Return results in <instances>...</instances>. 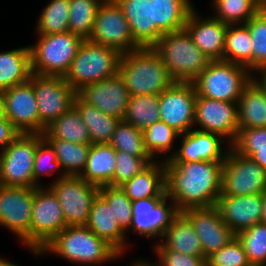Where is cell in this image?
Listing matches in <instances>:
<instances>
[{
  "instance_id": "1",
  "label": "cell",
  "mask_w": 266,
  "mask_h": 266,
  "mask_svg": "<svg viewBox=\"0 0 266 266\" xmlns=\"http://www.w3.org/2000/svg\"><path fill=\"white\" fill-rule=\"evenodd\" d=\"M166 193L178 212L216 205L221 195L223 162L164 161Z\"/></svg>"
},
{
  "instance_id": "2",
  "label": "cell",
  "mask_w": 266,
  "mask_h": 266,
  "mask_svg": "<svg viewBox=\"0 0 266 266\" xmlns=\"http://www.w3.org/2000/svg\"><path fill=\"white\" fill-rule=\"evenodd\" d=\"M118 73L130 96L160 95L175 83L152 47H142L123 54Z\"/></svg>"
},
{
  "instance_id": "3",
  "label": "cell",
  "mask_w": 266,
  "mask_h": 266,
  "mask_svg": "<svg viewBox=\"0 0 266 266\" xmlns=\"http://www.w3.org/2000/svg\"><path fill=\"white\" fill-rule=\"evenodd\" d=\"M41 250L43 254L51 252L78 266L99 265L122 257L87 226H67Z\"/></svg>"
},
{
  "instance_id": "4",
  "label": "cell",
  "mask_w": 266,
  "mask_h": 266,
  "mask_svg": "<svg viewBox=\"0 0 266 266\" xmlns=\"http://www.w3.org/2000/svg\"><path fill=\"white\" fill-rule=\"evenodd\" d=\"M152 48L175 82L192 83L212 61L199 50L185 28L164 33Z\"/></svg>"
},
{
  "instance_id": "5",
  "label": "cell",
  "mask_w": 266,
  "mask_h": 266,
  "mask_svg": "<svg viewBox=\"0 0 266 266\" xmlns=\"http://www.w3.org/2000/svg\"><path fill=\"white\" fill-rule=\"evenodd\" d=\"M121 56L115 49L84 40L64 79L78 92L88 84L117 75Z\"/></svg>"
},
{
  "instance_id": "6",
  "label": "cell",
  "mask_w": 266,
  "mask_h": 266,
  "mask_svg": "<svg viewBox=\"0 0 266 266\" xmlns=\"http://www.w3.org/2000/svg\"><path fill=\"white\" fill-rule=\"evenodd\" d=\"M254 77L245 66L214 60L192 82L199 96L238 102L245 86Z\"/></svg>"
},
{
  "instance_id": "7",
  "label": "cell",
  "mask_w": 266,
  "mask_h": 266,
  "mask_svg": "<svg viewBox=\"0 0 266 266\" xmlns=\"http://www.w3.org/2000/svg\"><path fill=\"white\" fill-rule=\"evenodd\" d=\"M84 40L71 32L38 35L29 45L32 73L41 76H65Z\"/></svg>"
},
{
  "instance_id": "8",
  "label": "cell",
  "mask_w": 266,
  "mask_h": 266,
  "mask_svg": "<svg viewBox=\"0 0 266 266\" xmlns=\"http://www.w3.org/2000/svg\"><path fill=\"white\" fill-rule=\"evenodd\" d=\"M43 134H19L0 152V185L38 187L34 183V153Z\"/></svg>"
},
{
  "instance_id": "9",
  "label": "cell",
  "mask_w": 266,
  "mask_h": 266,
  "mask_svg": "<svg viewBox=\"0 0 266 266\" xmlns=\"http://www.w3.org/2000/svg\"><path fill=\"white\" fill-rule=\"evenodd\" d=\"M36 187H8L0 185V226L21 240L36 257L43 256L40 249L30 248L31 210Z\"/></svg>"
},
{
  "instance_id": "10",
  "label": "cell",
  "mask_w": 266,
  "mask_h": 266,
  "mask_svg": "<svg viewBox=\"0 0 266 266\" xmlns=\"http://www.w3.org/2000/svg\"><path fill=\"white\" fill-rule=\"evenodd\" d=\"M266 190V169L251 157L238 154L229 147L221 173L222 195L263 194Z\"/></svg>"
},
{
  "instance_id": "11",
  "label": "cell",
  "mask_w": 266,
  "mask_h": 266,
  "mask_svg": "<svg viewBox=\"0 0 266 266\" xmlns=\"http://www.w3.org/2000/svg\"><path fill=\"white\" fill-rule=\"evenodd\" d=\"M49 187L58 197L67 226H86L100 187L70 175L54 179Z\"/></svg>"
},
{
  "instance_id": "12",
  "label": "cell",
  "mask_w": 266,
  "mask_h": 266,
  "mask_svg": "<svg viewBox=\"0 0 266 266\" xmlns=\"http://www.w3.org/2000/svg\"><path fill=\"white\" fill-rule=\"evenodd\" d=\"M31 215L30 248L41 250L67 227L58 197L48 185L34 189Z\"/></svg>"
},
{
  "instance_id": "13",
  "label": "cell",
  "mask_w": 266,
  "mask_h": 266,
  "mask_svg": "<svg viewBox=\"0 0 266 266\" xmlns=\"http://www.w3.org/2000/svg\"><path fill=\"white\" fill-rule=\"evenodd\" d=\"M88 41L115 49L122 55L140 48L115 0H104L100 5Z\"/></svg>"
},
{
  "instance_id": "14",
  "label": "cell",
  "mask_w": 266,
  "mask_h": 266,
  "mask_svg": "<svg viewBox=\"0 0 266 266\" xmlns=\"http://www.w3.org/2000/svg\"><path fill=\"white\" fill-rule=\"evenodd\" d=\"M32 84L40 117V134H43L47 126L72 107L77 92L63 76L32 74Z\"/></svg>"
},
{
  "instance_id": "15",
  "label": "cell",
  "mask_w": 266,
  "mask_h": 266,
  "mask_svg": "<svg viewBox=\"0 0 266 266\" xmlns=\"http://www.w3.org/2000/svg\"><path fill=\"white\" fill-rule=\"evenodd\" d=\"M194 129L218 134L231 145L239 131L238 102L213 100L197 94Z\"/></svg>"
},
{
  "instance_id": "16",
  "label": "cell",
  "mask_w": 266,
  "mask_h": 266,
  "mask_svg": "<svg viewBox=\"0 0 266 266\" xmlns=\"http://www.w3.org/2000/svg\"><path fill=\"white\" fill-rule=\"evenodd\" d=\"M197 93L193 83L175 82L159 95L160 120L180 135L194 129Z\"/></svg>"
},
{
  "instance_id": "17",
  "label": "cell",
  "mask_w": 266,
  "mask_h": 266,
  "mask_svg": "<svg viewBox=\"0 0 266 266\" xmlns=\"http://www.w3.org/2000/svg\"><path fill=\"white\" fill-rule=\"evenodd\" d=\"M178 213L168 196L135 200L132 201L130 229L147 239H160Z\"/></svg>"
},
{
  "instance_id": "18",
  "label": "cell",
  "mask_w": 266,
  "mask_h": 266,
  "mask_svg": "<svg viewBox=\"0 0 266 266\" xmlns=\"http://www.w3.org/2000/svg\"><path fill=\"white\" fill-rule=\"evenodd\" d=\"M5 117L22 134H40V117L32 84L29 80L4 90Z\"/></svg>"
},
{
  "instance_id": "19",
  "label": "cell",
  "mask_w": 266,
  "mask_h": 266,
  "mask_svg": "<svg viewBox=\"0 0 266 266\" xmlns=\"http://www.w3.org/2000/svg\"><path fill=\"white\" fill-rule=\"evenodd\" d=\"M181 213L190 221L198 235L205 258L220 250L236 237V234L221 218L215 205L190 208Z\"/></svg>"
},
{
  "instance_id": "20",
  "label": "cell",
  "mask_w": 266,
  "mask_h": 266,
  "mask_svg": "<svg viewBox=\"0 0 266 266\" xmlns=\"http://www.w3.org/2000/svg\"><path fill=\"white\" fill-rule=\"evenodd\" d=\"M77 94L86 103L95 106L104 114L112 115L120 120H123L125 116L130 97L119 73L111 78L84 86Z\"/></svg>"
},
{
  "instance_id": "21",
  "label": "cell",
  "mask_w": 266,
  "mask_h": 266,
  "mask_svg": "<svg viewBox=\"0 0 266 266\" xmlns=\"http://www.w3.org/2000/svg\"><path fill=\"white\" fill-rule=\"evenodd\" d=\"M179 148L168 160L169 162H196V161H215L224 162L228 145L225 149L224 140L220 135L192 129L179 136Z\"/></svg>"
},
{
  "instance_id": "22",
  "label": "cell",
  "mask_w": 266,
  "mask_h": 266,
  "mask_svg": "<svg viewBox=\"0 0 266 266\" xmlns=\"http://www.w3.org/2000/svg\"><path fill=\"white\" fill-rule=\"evenodd\" d=\"M198 14L195 8L190 12L185 29L199 50L210 60H223L228 25L212 15L203 18Z\"/></svg>"
},
{
  "instance_id": "23",
  "label": "cell",
  "mask_w": 266,
  "mask_h": 266,
  "mask_svg": "<svg viewBox=\"0 0 266 266\" xmlns=\"http://www.w3.org/2000/svg\"><path fill=\"white\" fill-rule=\"evenodd\" d=\"M216 208L221 218L237 235L262 220V194L254 195H220Z\"/></svg>"
},
{
  "instance_id": "24",
  "label": "cell",
  "mask_w": 266,
  "mask_h": 266,
  "mask_svg": "<svg viewBox=\"0 0 266 266\" xmlns=\"http://www.w3.org/2000/svg\"><path fill=\"white\" fill-rule=\"evenodd\" d=\"M127 19L134 42L153 47L163 35L153 21L152 0H115Z\"/></svg>"
},
{
  "instance_id": "25",
  "label": "cell",
  "mask_w": 266,
  "mask_h": 266,
  "mask_svg": "<svg viewBox=\"0 0 266 266\" xmlns=\"http://www.w3.org/2000/svg\"><path fill=\"white\" fill-rule=\"evenodd\" d=\"M94 234L105 240L122 257L127 252L126 234L118 225L117 220L107 201L98 193L93 200L88 223L86 225Z\"/></svg>"
},
{
  "instance_id": "26",
  "label": "cell",
  "mask_w": 266,
  "mask_h": 266,
  "mask_svg": "<svg viewBox=\"0 0 266 266\" xmlns=\"http://www.w3.org/2000/svg\"><path fill=\"white\" fill-rule=\"evenodd\" d=\"M164 240V241H163ZM154 248H166L190 256H204L203 248L190 221L179 212L164 231Z\"/></svg>"
},
{
  "instance_id": "27",
  "label": "cell",
  "mask_w": 266,
  "mask_h": 266,
  "mask_svg": "<svg viewBox=\"0 0 266 266\" xmlns=\"http://www.w3.org/2000/svg\"><path fill=\"white\" fill-rule=\"evenodd\" d=\"M239 129L266 127V89L253 77L238 101Z\"/></svg>"
},
{
  "instance_id": "28",
  "label": "cell",
  "mask_w": 266,
  "mask_h": 266,
  "mask_svg": "<svg viewBox=\"0 0 266 266\" xmlns=\"http://www.w3.org/2000/svg\"><path fill=\"white\" fill-rule=\"evenodd\" d=\"M120 187L131 201L150 197H166L164 161L155 160Z\"/></svg>"
},
{
  "instance_id": "29",
  "label": "cell",
  "mask_w": 266,
  "mask_h": 266,
  "mask_svg": "<svg viewBox=\"0 0 266 266\" xmlns=\"http://www.w3.org/2000/svg\"><path fill=\"white\" fill-rule=\"evenodd\" d=\"M116 169V151L110 144H91L87 164L80 175L96 186H111Z\"/></svg>"
},
{
  "instance_id": "30",
  "label": "cell",
  "mask_w": 266,
  "mask_h": 266,
  "mask_svg": "<svg viewBox=\"0 0 266 266\" xmlns=\"http://www.w3.org/2000/svg\"><path fill=\"white\" fill-rule=\"evenodd\" d=\"M32 74L29 45L0 52L1 90L29 80Z\"/></svg>"
},
{
  "instance_id": "31",
  "label": "cell",
  "mask_w": 266,
  "mask_h": 266,
  "mask_svg": "<svg viewBox=\"0 0 266 266\" xmlns=\"http://www.w3.org/2000/svg\"><path fill=\"white\" fill-rule=\"evenodd\" d=\"M73 105L88 129L91 144H109L120 119L104 114L95 106L86 103L78 94L74 97Z\"/></svg>"
},
{
  "instance_id": "32",
  "label": "cell",
  "mask_w": 266,
  "mask_h": 266,
  "mask_svg": "<svg viewBox=\"0 0 266 266\" xmlns=\"http://www.w3.org/2000/svg\"><path fill=\"white\" fill-rule=\"evenodd\" d=\"M194 8L191 0H152L153 21L162 34L178 31Z\"/></svg>"
},
{
  "instance_id": "33",
  "label": "cell",
  "mask_w": 266,
  "mask_h": 266,
  "mask_svg": "<svg viewBox=\"0 0 266 266\" xmlns=\"http://www.w3.org/2000/svg\"><path fill=\"white\" fill-rule=\"evenodd\" d=\"M43 137L45 139H62L72 143L91 144L88 129L74 105L46 127Z\"/></svg>"
},
{
  "instance_id": "34",
  "label": "cell",
  "mask_w": 266,
  "mask_h": 266,
  "mask_svg": "<svg viewBox=\"0 0 266 266\" xmlns=\"http://www.w3.org/2000/svg\"><path fill=\"white\" fill-rule=\"evenodd\" d=\"M223 60L245 66L252 73V40L245 24L228 25Z\"/></svg>"
},
{
  "instance_id": "35",
  "label": "cell",
  "mask_w": 266,
  "mask_h": 266,
  "mask_svg": "<svg viewBox=\"0 0 266 266\" xmlns=\"http://www.w3.org/2000/svg\"><path fill=\"white\" fill-rule=\"evenodd\" d=\"M142 135L145 149L154 160L159 157V154L161 157L164 156L162 161L169 160L176 152V149H173L175 140L180 141V134L162 120L156 121L142 130Z\"/></svg>"
},
{
  "instance_id": "36",
  "label": "cell",
  "mask_w": 266,
  "mask_h": 266,
  "mask_svg": "<svg viewBox=\"0 0 266 266\" xmlns=\"http://www.w3.org/2000/svg\"><path fill=\"white\" fill-rule=\"evenodd\" d=\"M55 150L65 175L80 176L84 171L91 144L72 143L62 139H46Z\"/></svg>"
},
{
  "instance_id": "37",
  "label": "cell",
  "mask_w": 266,
  "mask_h": 266,
  "mask_svg": "<svg viewBox=\"0 0 266 266\" xmlns=\"http://www.w3.org/2000/svg\"><path fill=\"white\" fill-rule=\"evenodd\" d=\"M159 120V95L129 97L124 122L142 131Z\"/></svg>"
},
{
  "instance_id": "38",
  "label": "cell",
  "mask_w": 266,
  "mask_h": 266,
  "mask_svg": "<svg viewBox=\"0 0 266 266\" xmlns=\"http://www.w3.org/2000/svg\"><path fill=\"white\" fill-rule=\"evenodd\" d=\"M104 0H69L68 31L88 40L98 9Z\"/></svg>"
},
{
  "instance_id": "39",
  "label": "cell",
  "mask_w": 266,
  "mask_h": 266,
  "mask_svg": "<svg viewBox=\"0 0 266 266\" xmlns=\"http://www.w3.org/2000/svg\"><path fill=\"white\" fill-rule=\"evenodd\" d=\"M69 0H50L36 22L37 35L68 32Z\"/></svg>"
},
{
  "instance_id": "40",
  "label": "cell",
  "mask_w": 266,
  "mask_h": 266,
  "mask_svg": "<svg viewBox=\"0 0 266 266\" xmlns=\"http://www.w3.org/2000/svg\"><path fill=\"white\" fill-rule=\"evenodd\" d=\"M215 15L227 25L245 24L258 11L255 0H212Z\"/></svg>"
},
{
  "instance_id": "41",
  "label": "cell",
  "mask_w": 266,
  "mask_h": 266,
  "mask_svg": "<svg viewBox=\"0 0 266 266\" xmlns=\"http://www.w3.org/2000/svg\"><path fill=\"white\" fill-rule=\"evenodd\" d=\"M109 144L115 151H122L137 157H151L145 149L142 131L123 120L116 125Z\"/></svg>"
},
{
  "instance_id": "42",
  "label": "cell",
  "mask_w": 266,
  "mask_h": 266,
  "mask_svg": "<svg viewBox=\"0 0 266 266\" xmlns=\"http://www.w3.org/2000/svg\"><path fill=\"white\" fill-rule=\"evenodd\" d=\"M251 266H266V224L258 223L237 235Z\"/></svg>"
},
{
  "instance_id": "43",
  "label": "cell",
  "mask_w": 266,
  "mask_h": 266,
  "mask_svg": "<svg viewBox=\"0 0 266 266\" xmlns=\"http://www.w3.org/2000/svg\"><path fill=\"white\" fill-rule=\"evenodd\" d=\"M245 25L252 40V74L266 68V10H259Z\"/></svg>"
},
{
  "instance_id": "44",
  "label": "cell",
  "mask_w": 266,
  "mask_h": 266,
  "mask_svg": "<svg viewBox=\"0 0 266 266\" xmlns=\"http://www.w3.org/2000/svg\"><path fill=\"white\" fill-rule=\"evenodd\" d=\"M99 194L107 201L119 227L126 233L130 230L132 201L120 186H100Z\"/></svg>"
},
{
  "instance_id": "45",
  "label": "cell",
  "mask_w": 266,
  "mask_h": 266,
  "mask_svg": "<svg viewBox=\"0 0 266 266\" xmlns=\"http://www.w3.org/2000/svg\"><path fill=\"white\" fill-rule=\"evenodd\" d=\"M34 183L39 186H46L42 185L40 183V178L43 176L52 175L53 173H58V177L55 179H59L62 177H65L66 175L62 172V168L60 166V163L57 160V155L55 154L54 148L51 146V144L43 138L37 146V149L34 153ZM62 172H60L59 171Z\"/></svg>"
},
{
  "instance_id": "46",
  "label": "cell",
  "mask_w": 266,
  "mask_h": 266,
  "mask_svg": "<svg viewBox=\"0 0 266 266\" xmlns=\"http://www.w3.org/2000/svg\"><path fill=\"white\" fill-rule=\"evenodd\" d=\"M154 161L152 157H137L116 151V169L111 180V186H122Z\"/></svg>"
},
{
  "instance_id": "47",
  "label": "cell",
  "mask_w": 266,
  "mask_h": 266,
  "mask_svg": "<svg viewBox=\"0 0 266 266\" xmlns=\"http://www.w3.org/2000/svg\"><path fill=\"white\" fill-rule=\"evenodd\" d=\"M206 266H251L237 236L206 258Z\"/></svg>"
},
{
  "instance_id": "48",
  "label": "cell",
  "mask_w": 266,
  "mask_h": 266,
  "mask_svg": "<svg viewBox=\"0 0 266 266\" xmlns=\"http://www.w3.org/2000/svg\"><path fill=\"white\" fill-rule=\"evenodd\" d=\"M230 146L238 154L251 157L256 148L266 147V127L239 129L235 141Z\"/></svg>"
},
{
  "instance_id": "49",
  "label": "cell",
  "mask_w": 266,
  "mask_h": 266,
  "mask_svg": "<svg viewBox=\"0 0 266 266\" xmlns=\"http://www.w3.org/2000/svg\"><path fill=\"white\" fill-rule=\"evenodd\" d=\"M157 258L155 266H206L204 256H190L166 248H153Z\"/></svg>"
},
{
  "instance_id": "50",
  "label": "cell",
  "mask_w": 266,
  "mask_h": 266,
  "mask_svg": "<svg viewBox=\"0 0 266 266\" xmlns=\"http://www.w3.org/2000/svg\"><path fill=\"white\" fill-rule=\"evenodd\" d=\"M21 134L14 125L6 118H0V152H2L12 141Z\"/></svg>"
},
{
  "instance_id": "51",
  "label": "cell",
  "mask_w": 266,
  "mask_h": 266,
  "mask_svg": "<svg viewBox=\"0 0 266 266\" xmlns=\"http://www.w3.org/2000/svg\"><path fill=\"white\" fill-rule=\"evenodd\" d=\"M251 158L262 168L266 169V147L256 148V152L251 156Z\"/></svg>"
},
{
  "instance_id": "52",
  "label": "cell",
  "mask_w": 266,
  "mask_h": 266,
  "mask_svg": "<svg viewBox=\"0 0 266 266\" xmlns=\"http://www.w3.org/2000/svg\"><path fill=\"white\" fill-rule=\"evenodd\" d=\"M257 75V76H256ZM254 77L260 82V84L266 89V68L259 70ZM259 77V78H258Z\"/></svg>"
},
{
  "instance_id": "53",
  "label": "cell",
  "mask_w": 266,
  "mask_h": 266,
  "mask_svg": "<svg viewBox=\"0 0 266 266\" xmlns=\"http://www.w3.org/2000/svg\"><path fill=\"white\" fill-rule=\"evenodd\" d=\"M262 220L261 222L266 224V190L262 194Z\"/></svg>"
},
{
  "instance_id": "54",
  "label": "cell",
  "mask_w": 266,
  "mask_h": 266,
  "mask_svg": "<svg viewBox=\"0 0 266 266\" xmlns=\"http://www.w3.org/2000/svg\"><path fill=\"white\" fill-rule=\"evenodd\" d=\"M130 266H155L153 262L148 261L147 259L142 260L138 259L135 262H133Z\"/></svg>"
},
{
  "instance_id": "55",
  "label": "cell",
  "mask_w": 266,
  "mask_h": 266,
  "mask_svg": "<svg viewBox=\"0 0 266 266\" xmlns=\"http://www.w3.org/2000/svg\"><path fill=\"white\" fill-rule=\"evenodd\" d=\"M5 117L4 109V90L0 89V118Z\"/></svg>"
},
{
  "instance_id": "56",
  "label": "cell",
  "mask_w": 266,
  "mask_h": 266,
  "mask_svg": "<svg viewBox=\"0 0 266 266\" xmlns=\"http://www.w3.org/2000/svg\"><path fill=\"white\" fill-rule=\"evenodd\" d=\"M255 4L259 10H266V0H255Z\"/></svg>"
},
{
  "instance_id": "57",
  "label": "cell",
  "mask_w": 266,
  "mask_h": 266,
  "mask_svg": "<svg viewBox=\"0 0 266 266\" xmlns=\"http://www.w3.org/2000/svg\"><path fill=\"white\" fill-rule=\"evenodd\" d=\"M0 266H18L12 262H9V260L0 258Z\"/></svg>"
}]
</instances>
